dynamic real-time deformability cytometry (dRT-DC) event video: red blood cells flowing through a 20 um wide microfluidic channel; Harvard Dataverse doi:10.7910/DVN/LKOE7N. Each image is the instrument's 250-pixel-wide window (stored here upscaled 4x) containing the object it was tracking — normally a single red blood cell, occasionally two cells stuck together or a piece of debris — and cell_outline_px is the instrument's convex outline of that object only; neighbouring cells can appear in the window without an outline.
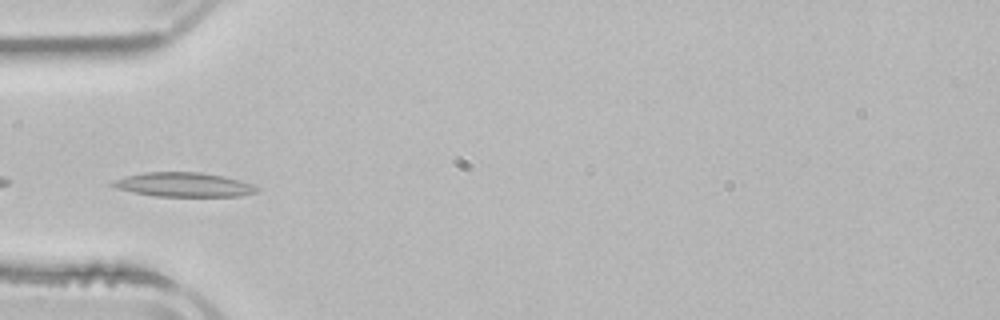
{"species": "common noctule bat (a hibernating species)", "species_latin": "Nyctalus noctula", "temperature_condition": "room temperature", "stored_images_in_passage": 3, "camera_frame_rate_fps": 3000, "um_per_image_px": 0.085, "animal": {"sex": "male", "body_mass_g": 21.5, "forearm_length_mm": 52.0}, "frame": {"image": 1, "passage_image": 3, "time_ms": 3.0, "image_size_px": [1000, 320], "cell_outline_px": [[260, 188], [256, 192], [240, 196], [156, 196], [116, 188], [108, 184], [112, 180], [124, 176], [144, 172], [200, 172], [224, 176], [240, 180], [252, 184]], "centroid_in_image_um": [15.6, 15.68], "position_along_channel_um": 69.4, "area_um2": 20.4}}